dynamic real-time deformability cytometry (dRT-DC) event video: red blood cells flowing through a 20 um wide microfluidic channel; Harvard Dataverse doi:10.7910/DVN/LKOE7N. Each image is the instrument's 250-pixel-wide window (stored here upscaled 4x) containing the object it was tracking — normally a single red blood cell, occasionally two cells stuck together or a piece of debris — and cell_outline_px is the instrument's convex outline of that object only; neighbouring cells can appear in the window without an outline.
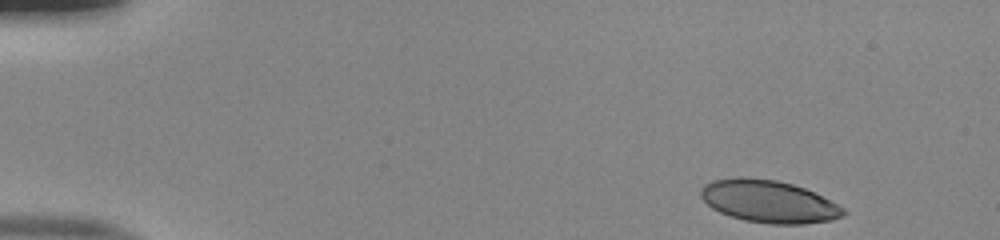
{"species": "human", "species_latin": "Homo sapiens", "temperature_condition": "room temperature", "stored_images_in_passage": 33, "camera_frame_rate_fps": 3000, "um_per_image_px": 0.085, "donor": {"sex": "male"}, "frame": {"image": 1, "passage_image": 1, "time_ms": 0.0, "image_size_px": [1000, 240], "cell_outline_px": [[848, 212], [832, 220], [804, 224], [768, 224], [744, 220], [720, 212], [712, 208], [700, 196], [700, 192], [704, 184], [712, 180], [740, 176], [744, 176], [776, 180], [792, 184], [804, 188], [844, 208]], "centroid_in_image_um": [65.31, 17.12], "position_along_channel_um": 19.7, "area_um2": 35.08}}
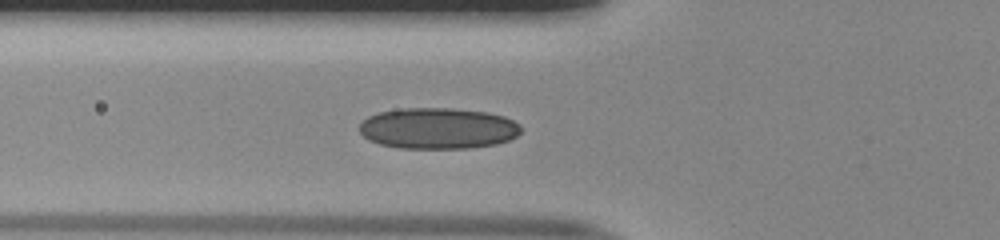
{"frame": {"image": 2, "passage_image": 15, "time_ms": 4.667, "image_size_px": [1000, 240], "cell_outline_px": [[520, 132], [516, 136], [508, 140], [496, 144], [468, 148], [400, 148], [380, 144], [368, 140], [360, 132], [360, 124], [368, 116], [380, 112], [400, 108], [452, 108], [488, 112], [504, 116], [520, 124]], "centroid_in_image_um": [37.23, 10.9], "position_along_channel_um": 88.6, "area_um2": 38.73}}
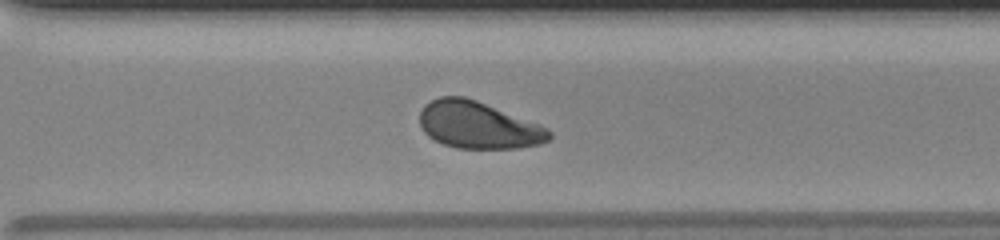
{"frame": {"image": 3, "passage_image": 33, "time_ms": 10.667, "image_size_px": [1000, 240], "cell_outline_px": [[552, 136], [548, 140], [540, 144], [516, 148], [456, 148], [444, 144], [428, 136], [424, 132], [420, 124], [420, 112], [424, 104], [440, 96], [464, 96], [476, 100], [540, 124], [548, 128], [552, 132]], "centroid_in_image_um": [40.65, 10.63], "position_along_channel_um": 329.9, "area_um2": 35.43}}